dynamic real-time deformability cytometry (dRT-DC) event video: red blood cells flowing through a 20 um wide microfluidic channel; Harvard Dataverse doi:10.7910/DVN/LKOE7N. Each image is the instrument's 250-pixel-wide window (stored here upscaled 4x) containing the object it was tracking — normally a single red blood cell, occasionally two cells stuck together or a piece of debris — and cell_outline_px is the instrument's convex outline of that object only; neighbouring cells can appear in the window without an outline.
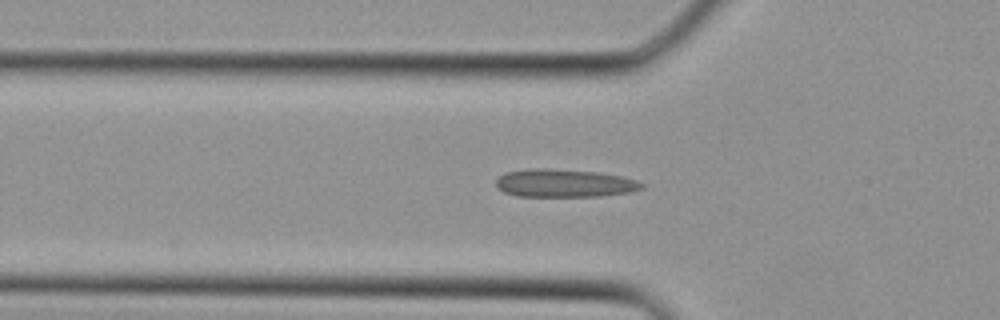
{"species": "Egyptian fruit bat (a non-hibernating species)", "species_latin": "Rousettus aegyptiacus", "temperature_condition": "cold", "stored_images_in_passage": 22, "camera_frame_rate_fps": 3000, "um_per_image_px": 0.085, "animal": {"sex": "female"}, "frame": {"image": 1, "passage_image": 5, "time_ms": 1.333, "image_size_px": [1000, 320], "cell_outline_px": [[644, 188], [628, 192], [600, 196], [516, 196], [504, 192], [496, 188], [496, 180], [500, 176], [508, 172], [532, 168], [548, 168], [596, 172], [620, 176], [636, 180], [644, 184]], "centroid_in_image_um": [47.94, 15.57], "position_along_channel_um": 77.9, "area_um2": 23.64}}
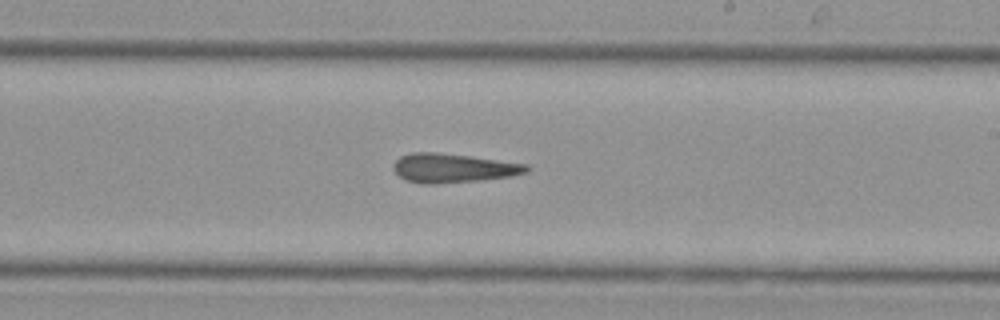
{"frame": {"image": 2, "passage_image": 14, "time_ms": 4.333, "image_size_px": [1000, 320], "cell_outline_px": [[528, 172], [508, 176], [476, 180], [432, 184], [424, 184], [404, 180], [392, 168], [392, 164], [400, 156], [412, 152], [436, 152], [468, 156], [528, 164]], "centroid_in_image_um": [38.44, 14.28], "position_along_channel_um": 250.6, "area_um2": 22.25}}
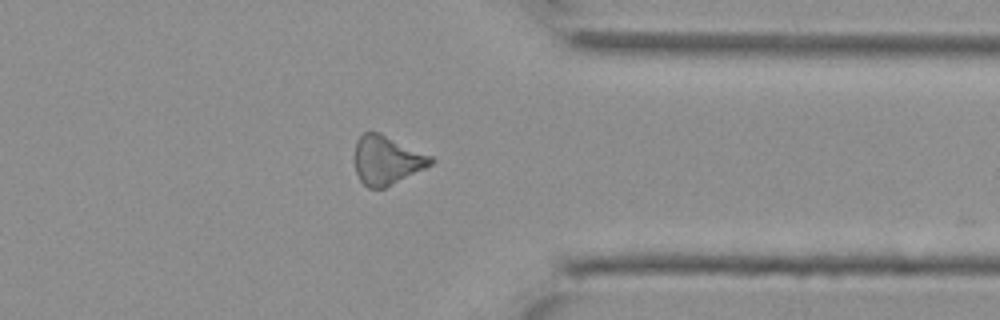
{"frame": {"image": 3, "passage_image": 21, "time_ms": 6.667, "image_size_px": [1000, 320], "cell_outline_px": [[436, 160], [432, 164], [384, 188], [368, 188], [360, 180], [356, 172], [356, 140], [368, 128], [380, 132], [432, 156]], "centroid_in_image_um": [32.87, 13.57], "position_along_channel_um": 378.5, "area_um2": 21.62}}